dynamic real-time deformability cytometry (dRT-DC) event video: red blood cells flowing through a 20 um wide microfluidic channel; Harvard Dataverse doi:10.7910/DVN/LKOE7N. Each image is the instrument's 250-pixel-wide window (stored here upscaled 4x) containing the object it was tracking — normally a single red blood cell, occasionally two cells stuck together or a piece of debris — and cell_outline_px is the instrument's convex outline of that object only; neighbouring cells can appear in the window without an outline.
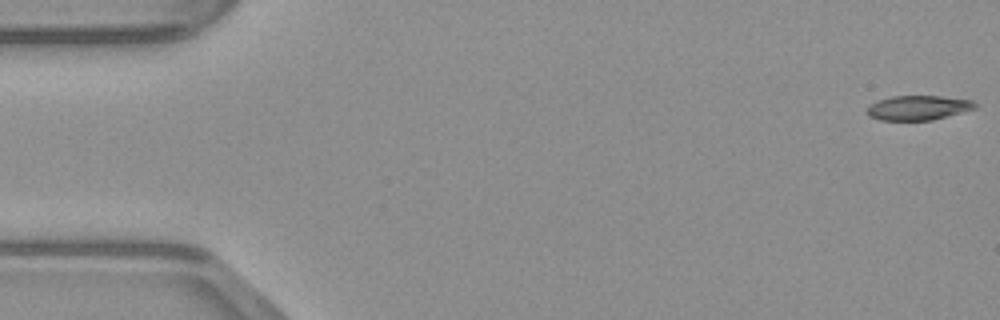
{"species": "common noctule bat (a hibernating species)", "species_latin": "Nyctalus noctula", "temperature_condition": "warm", "stored_images_in_passage": 48, "camera_frame_rate_fps": 3000, "um_per_image_px": 0.085, "animal": {"sex": "male", "body_mass_g": 23.1, "forearm_length_mm": 52.7}, "frame": {"image": 1, "passage_image": 1, "time_ms": 0.0, "image_size_px": [1000, 320], "cell_outline_px": [[976, 108], [932, 120], [880, 120], [868, 116], [868, 108], [872, 104], [880, 100], [892, 96], [940, 96], [972, 100], [976, 104]], "centroid_in_image_um": [78.06, 9.16], "position_along_channel_um": 6.9, "area_um2": 15.2}}
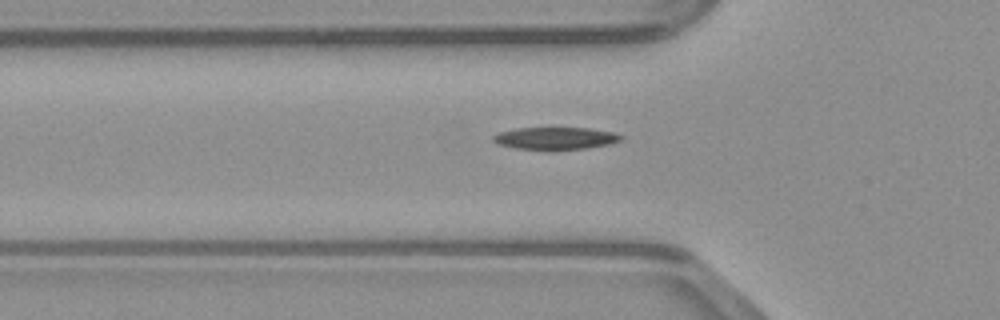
{"frame": {"image": 2, "passage_image": 16, "time_ms": 5.0, "image_size_px": [1000, 320], "cell_outline_px": [[624, 140], [608, 144], [584, 148], [552, 152], [548, 152], [516, 148], [496, 144], [492, 140], [492, 136], [500, 132], [516, 128], [588, 128], [616, 132], [624, 136]], "centroid_in_image_um": [47.21, 11.78], "position_along_channel_um": 78.6, "area_um2": 17.28}}
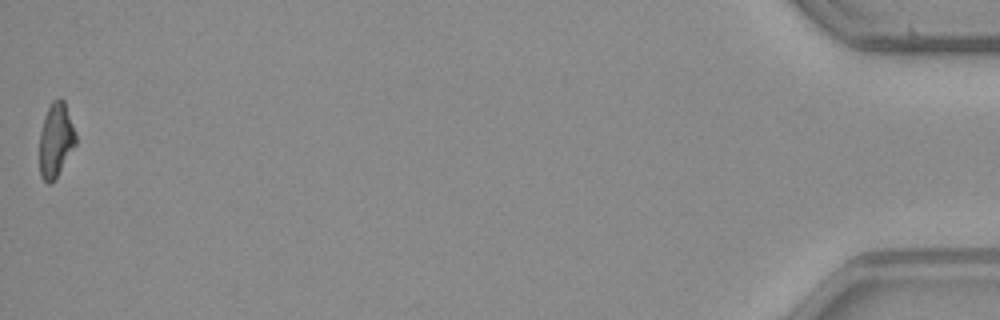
{"frame": {"image": 3, "passage_image": 48, "time_ms": 15.667, "image_size_px": [1000, 320], "cell_outline_px": [[76, 144], [56, 176], [48, 184], [40, 176], [40, 132], [44, 116], [52, 100], [60, 96], [64, 100], [76, 132]], "centroid_in_image_um": [4.75, 11.84], "position_along_channel_um": 430.5, "area_um2": 15.55}}